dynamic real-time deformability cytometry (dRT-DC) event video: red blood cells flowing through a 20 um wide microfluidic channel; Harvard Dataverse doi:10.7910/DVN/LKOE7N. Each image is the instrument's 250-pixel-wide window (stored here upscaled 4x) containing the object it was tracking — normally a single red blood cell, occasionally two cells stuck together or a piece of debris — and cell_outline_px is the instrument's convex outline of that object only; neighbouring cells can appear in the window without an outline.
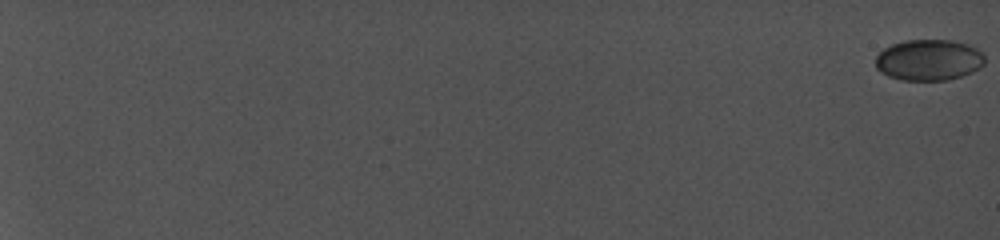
{"species": "common noctule bat (a hibernating species)", "species_latin": "Nyctalus noctula", "temperature_condition": "cold", "stored_images_in_passage": 29, "camera_frame_rate_fps": 5000, "um_per_image_px": 0.085, "animal": {"sex": "female", "body_mass_g": 19.0, "forearm_length_mm": 56.7}, "frame": {"image": 1, "passage_image": 1, "time_ms": 0.0, "image_size_px": [1000, 240], "cell_outline_px": [[984, 64], [980, 68], [972, 72], [948, 80], [900, 80], [888, 76], [880, 72], [876, 68], [876, 56], [884, 48], [892, 44], [908, 40], [952, 40], [968, 44], [976, 48], [984, 56]], "centroid_in_image_um": [78.94, 5.1], "position_along_channel_um": 6.1, "area_um2": 26.18}}